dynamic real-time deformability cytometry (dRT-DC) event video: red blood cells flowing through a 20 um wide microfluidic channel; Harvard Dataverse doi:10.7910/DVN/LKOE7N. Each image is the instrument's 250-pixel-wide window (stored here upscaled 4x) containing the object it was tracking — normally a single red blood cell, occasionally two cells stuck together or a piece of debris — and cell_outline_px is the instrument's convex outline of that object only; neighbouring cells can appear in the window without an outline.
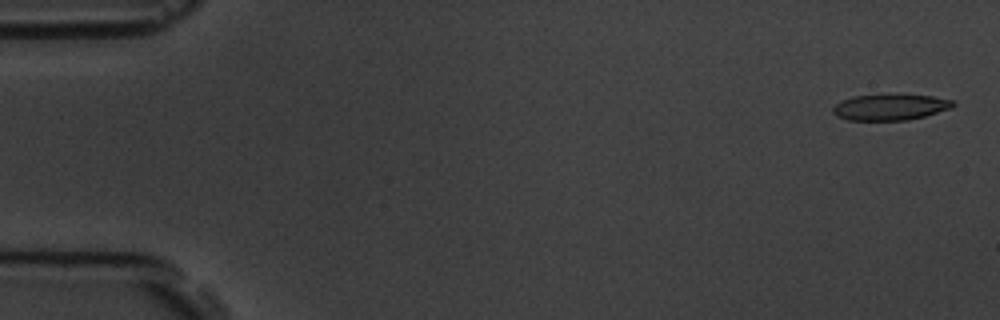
{"species": "common noctule bat (a hibernating species)", "species_latin": "Nyctalus noctula", "temperature_condition": "room temperature", "stored_images_in_passage": 15, "camera_frame_rate_fps": 3000, "um_per_image_px": 0.085, "animal": {"sex": "male", "body_mass_g": 19.5, "forearm_length_mm": 54.6}, "frame": {"image": 1, "passage_image": 1, "time_ms": 0.0, "image_size_px": [1000, 320], "cell_outline_px": [[956, 104], [952, 108], [924, 116], [908, 120], [848, 120], [836, 116], [832, 112], [832, 108], [840, 100], [852, 96], [932, 96], [956, 100]], "centroid_in_image_um": [75.67, 9.13], "position_along_channel_um": 9.3, "area_um2": 17.92}}
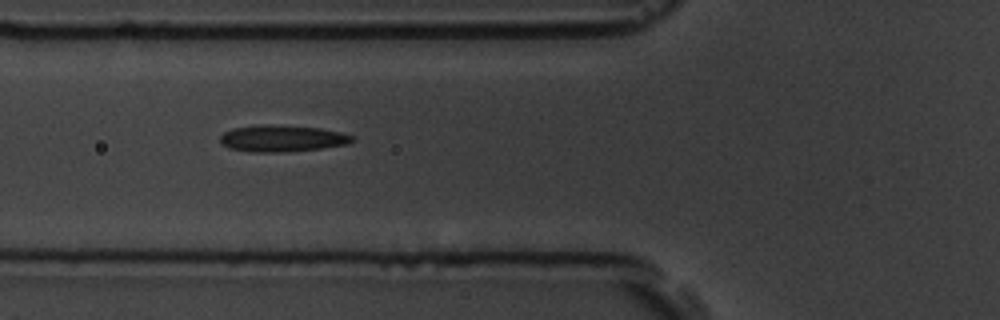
{"frame": {"image": 2, "passage_image": 6, "time_ms": 6.333, "image_size_px": [1000, 320], "cell_outline_px": [[356, 140], [348, 144], [320, 148], [284, 152], [248, 152], [228, 148], [220, 144], [220, 136], [224, 132], [232, 128], [264, 124], [320, 128], [340, 132], [352, 136]], "centroid_in_image_um": [23.93, 11.77], "position_along_channel_um": 101.9, "area_um2": 20.52}}
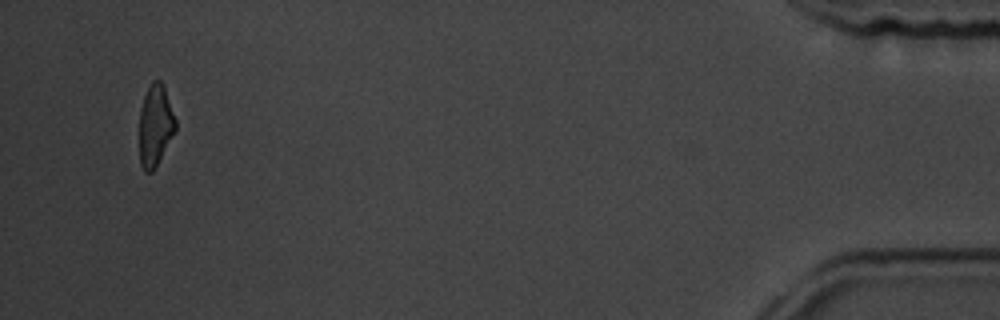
{"frame": {"image": 3, "passage_image": 15, "time_ms": 17.333, "image_size_px": [1000, 320], "cell_outline_px": [[176, 128], [152, 172], [144, 172], [140, 164], [140, 108], [144, 96], [152, 80], [160, 80], [164, 84], [176, 120]], "centroid_in_image_um": [13.19, 10.61], "position_along_channel_um": 422.0, "area_um2": 16.94}, "authors_computed_cell_mechanics": {"area_um2": 19.363, "velocity_mm_per_s": 3.6524, "shape_relaxation_time_tau1_ms": 4.6518, "shape_relaxation_time_tau2_ms": 4.2756, "deformation_change_tau1": 0.112, "deformation_change_tau2": 0.1097}}